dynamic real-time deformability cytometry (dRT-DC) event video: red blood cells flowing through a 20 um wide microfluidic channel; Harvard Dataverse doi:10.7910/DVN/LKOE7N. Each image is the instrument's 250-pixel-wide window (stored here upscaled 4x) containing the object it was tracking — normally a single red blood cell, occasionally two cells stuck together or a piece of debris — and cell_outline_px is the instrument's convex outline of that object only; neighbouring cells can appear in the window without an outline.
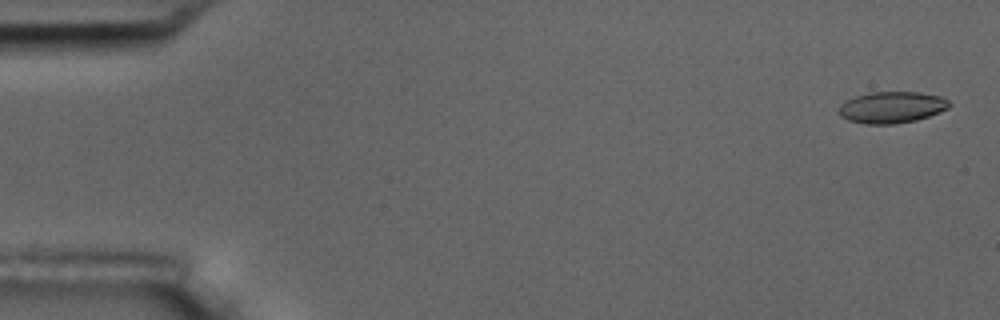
{"species": "common noctule bat (a hibernating species)", "species_latin": "Nyctalus noctula", "temperature_condition": "room temperature", "stored_images_in_passage": 56, "camera_frame_rate_fps": 3000, "um_per_image_px": 0.085, "animal": {"sex": "male", "body_mass_g": 17.5, "forearm_length_mm": 52.3}, "frame": {"image": 1, "passage_image": 2, "time_ms": 0.333, "image_size_px": [1000, 320], "cell_outline_px": [[952, 104], [948, 108], [940, 112], [916, 120], [896, 124], [864, 124], [848, 120], [840, 116], [836, 112], [840, 104], [856, 96], [872, 92], [920, 92], [940, 96], [948, 100]], "centroid_in_image_um": [75.79, 9.13], "position_along_channel_um": 9.2, "area_um2": 20.4}}
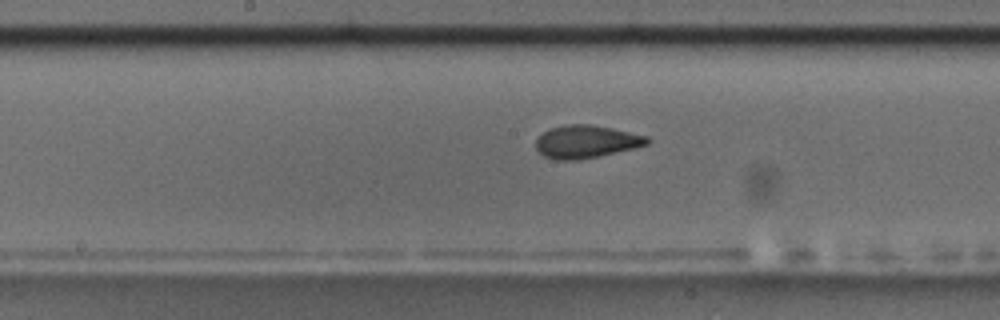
{"frame": {"image": 2, "passage_image": 29, "time_ms": 9.333, "image_size_px": [1000, 320], "cell_outline_px": [[652, 140], [648, 144], [636, 148], [600, 156], [580, 160], [556, 160], [544, 156], [536, 148], [536, 140], [548, 128], [564, 124], [592, 124], [648, 136]], "centroid_in_image_um": [49.84, 12.04], "position_along_channel_um": 198.4, "area_um2": 21.5}}
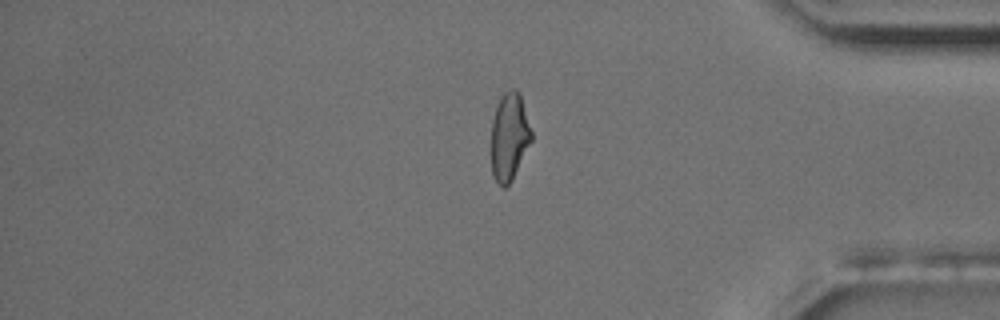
{"frame": {"image": 3, "passage_image": 47, "time_ms": 15.333, "image_size_px": [1000, 320], "cell_outline_px": [[532, 140], [512, 180], [504, 188], [492, 176], [492, 120], [496, 104], [500, 96], [508, 88], [516, 88], [520, 92], [532, 132]], "centroid_in_image_um": [43.3, 11.55], "position_along_channel_um": 391.9, "area_um2": 20.69}, "authors_computed_cell_mechanics": {"area_um2": 21.0681, "velocity_mm_per_s": 3.613, "shape_relaxation_time_tau1_ms": 6.1214, "shape_relaxation_time_tau2_ms": 1.8151, "deformation_change_tau1": 0.1664, "deformation_change_tau2": 0.0662}}